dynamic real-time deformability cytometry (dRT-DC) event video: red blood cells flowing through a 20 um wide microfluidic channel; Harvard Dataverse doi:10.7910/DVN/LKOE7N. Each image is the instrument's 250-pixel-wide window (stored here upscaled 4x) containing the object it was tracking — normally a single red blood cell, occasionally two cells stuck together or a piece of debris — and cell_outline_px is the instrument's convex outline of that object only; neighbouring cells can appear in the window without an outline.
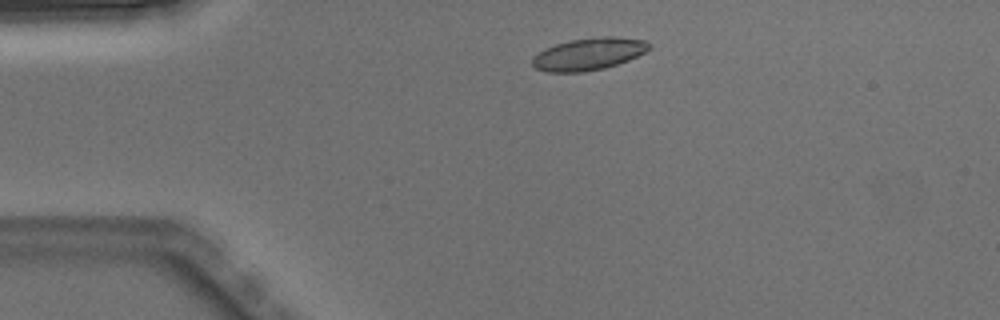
{"species": "Egyptian fruit bat (a non-hibernating species)", "species_latin": "Rousettus aegyptiacus", "temperature_condition": "warm", "stored_images_in_passage": 3, "camera_frame_rate_fps": 3000, "um_per_image_px": 0.085, "animal": {"sex": "male"}, "frame": {"image": 1, "passage_image": 2, "time_ms": 0.333, "image_size_px": [1000, 320], "cell_outline_px": [[652, 48], [628, 60], [604, 68], [584, 72], [548, 72], [536, 68], [532, 64], [532, 56], [544, 48], [556, 44], [572, 40], [604, 36], [612, 36], [648, 40], [652, 44]], "centroid_in_image_um": [50.05, 4.58], "position_along_channel_um": 34.9, "area_um2": 21.96}}